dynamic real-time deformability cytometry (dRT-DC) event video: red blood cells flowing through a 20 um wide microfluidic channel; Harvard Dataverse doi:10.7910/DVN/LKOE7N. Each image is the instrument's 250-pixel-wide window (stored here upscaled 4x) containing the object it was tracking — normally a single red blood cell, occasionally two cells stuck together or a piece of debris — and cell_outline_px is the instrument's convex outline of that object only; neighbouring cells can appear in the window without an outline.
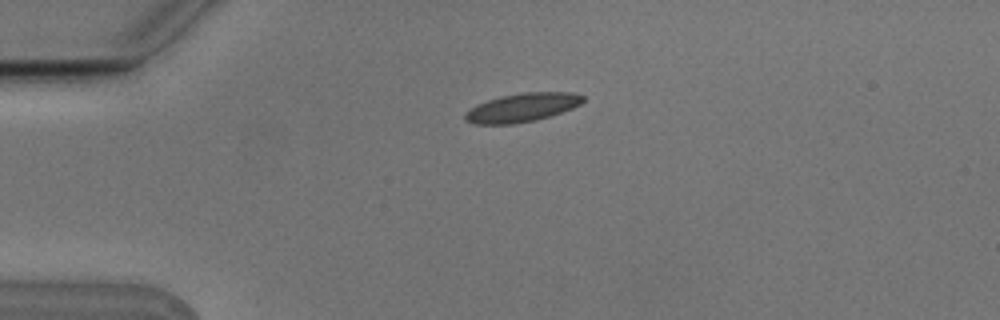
{"species": "Egyptian fruit bat (a non-hibernating species)", "species_latin": "Rousettus aegyptiacus", "temperature_condition": "cold", "stored_images_in_passage": 1, "camera_frame_rate_fps": 3000, "um_per_image_px": 0.085, "animal": {"sex": "male"}, "frame": {"image": 1, "passage_image": 1, "time_ms": 0.0, "image_size_px": [1000, 320], "cell_outline_px": [[584, 100], [580, 104], [572, 108], [536, 120], [516, 124], [472, 124], [464, 120], [464, 112], [468, 108], [476, 104], [500, 96], [524, 92], [572, 92], [584, 96]], "centroid_in_image_um": [44.31, 9.14], "position_along_channel_um": 40.7, "area_um2": 19.83}}